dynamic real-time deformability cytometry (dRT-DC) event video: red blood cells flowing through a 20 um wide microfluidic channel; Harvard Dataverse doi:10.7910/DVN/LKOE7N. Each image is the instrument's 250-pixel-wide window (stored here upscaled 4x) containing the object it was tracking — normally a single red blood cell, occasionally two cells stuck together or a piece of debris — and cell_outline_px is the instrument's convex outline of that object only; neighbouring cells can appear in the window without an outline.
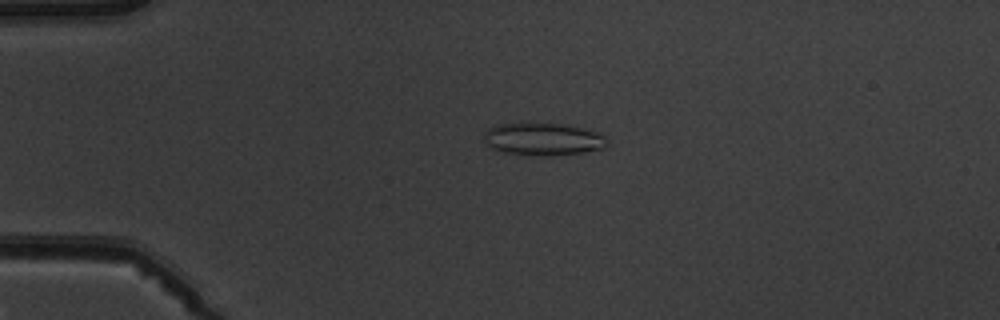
{"species": "common noctule bat (a hibernating species)", "species_latin": "Nyctalus noctula", "temperature_condition": "warm", "stored_images_in_passage": 4, "camera_frame_rate_fps": 3000, "um_per_image_px": 0.085, "animal": {"sex": "male", "body_mass_g": 19.5, "forearm_length_mm": 54.6}, "frame": {"image": 1, "passage_image": 3, "time_ms": 2.333, "image_size_px": [1000, 320], "cell_outline_px": [[604, 148], [584, 152], [548, 156], [544, 156], [504, 152], [488, 148], [484, 140], [484, 132], [488, 128], [496, 124], [520, 120], [528, 120], [568, 124], [584, 128], [596, 132], [604, 136]], "centroid_in_image_um": [46.05, 11.76], "position_along_channel_um": 39.0, "area_um2": 24.28}}